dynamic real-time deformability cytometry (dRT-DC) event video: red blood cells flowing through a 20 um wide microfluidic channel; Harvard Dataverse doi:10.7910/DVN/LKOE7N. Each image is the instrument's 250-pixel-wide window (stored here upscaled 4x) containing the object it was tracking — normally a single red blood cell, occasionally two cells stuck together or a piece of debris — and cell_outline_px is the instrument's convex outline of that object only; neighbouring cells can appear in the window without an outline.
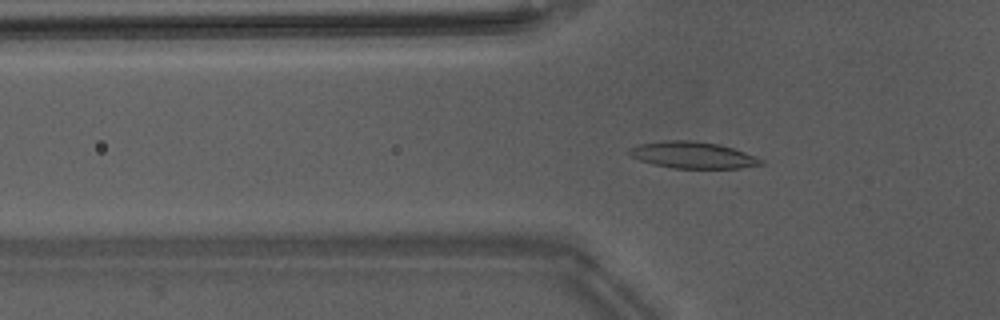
{"species": "Egyptian fruit bat (a non-hibernating species)", "species_latin": "Rousettus aegyptiacus", "temperature_condition": "warm", "stored_images_in_passage": 49, "camera_frame_rate_fps": 3000, "um_per_image_px": 0.085, "animal": {"sex": "male"}, "frame": {"image": 1, "passage_image": 19, "time_ms": 6.0, "image_size_px": [1000, 320], "cell_outline_px": [[764, 164], [740, 168], [672, 168], [652, 164], [640, 160], [624, 152], [628, 148], [640, 144], [668, 140], [692, 140], [720, 144], [744, 152], [764, 160]], "centroid_in_image_um": [58.86, 13.18], "position_along_channel_um": 66.9, "area_um2": 20.46}}
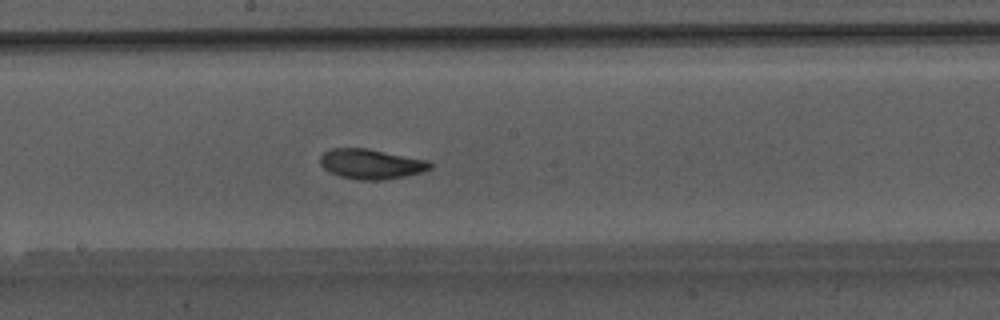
{"frame": {"image": 2, "passage_image": 30, "time_ms": 9.667, "image_size_px": [1000, 320], "cell_outline_px": [[432, 168], [420, 172], [404, 176], [384, 180], [356, 180], [340, 176], [328, 172], [320, 164], [320, 156], [324, 152], [332, 148], [368, 148], [428, 160], [432, 164]], "centroid_in_image_um": [31.52, 13.94], "position_along_channel_um": 216.7, "area_um2": 19.31}}
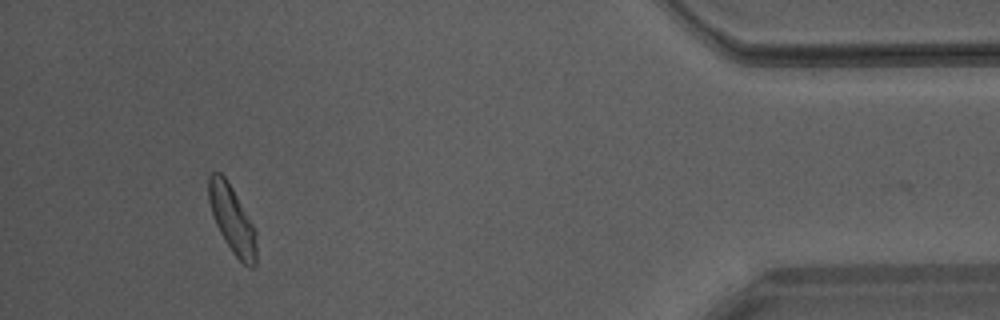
{"frame": {"image": 3, "passage_image": 48, "time_ms": 15.667, "image_size_px": [1000, 320], "cell_outline_px": [[256, 264], [252, 268], [248, 268], [232, 252], [220, 232], [216, 224], [208, 200], [208, 176], [212, 172], [220, 172], [228, 180], [252, 224], [256, 232]], "centroid_in_image_um": [19.73, 18.64], "position_along_channel_um": 415.5, "area_um2": 18.55}, "authors_computed_cell_mechanics": {"area_um2": 19.0162, "velocity_mm_per_s": 4.2, "shape_relaxation_time_tau1_ms": 2.9567, "shape_relaxation_time_tau2_ms": 1.9551, "deformation_change_tau1": 0.1306, "deformation_change_tau2": 0.0856}}